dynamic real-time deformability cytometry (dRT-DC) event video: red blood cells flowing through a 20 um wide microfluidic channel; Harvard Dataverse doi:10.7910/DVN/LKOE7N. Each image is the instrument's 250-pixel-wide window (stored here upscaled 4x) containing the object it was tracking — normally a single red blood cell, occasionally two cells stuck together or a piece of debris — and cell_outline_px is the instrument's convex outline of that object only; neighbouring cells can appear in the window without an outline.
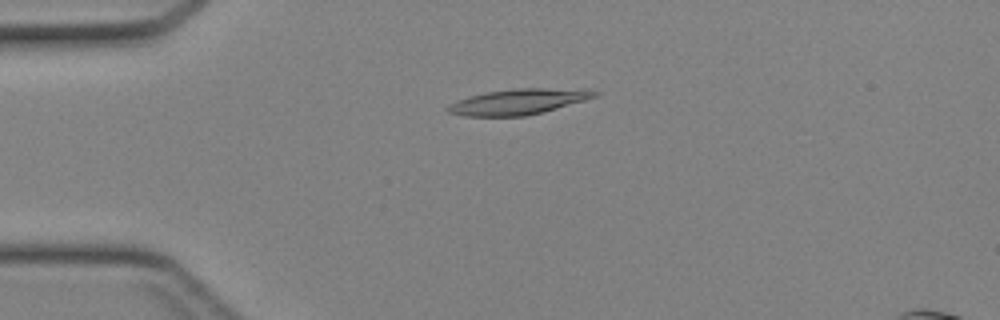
{"species": "Egyptian fruit bat (a non-hibernating species)", "species_latin": "Rousettus aegyptiacus", "temperature_condition": "cold", "stored_images_in_passage": 35, "camera_frame_rate_fps": 3000, "um_per_image_px": 0.085, "animal": {"sex": "female"}, "frame": {"image": 1, "passage_image": 2, "time_ms": 0.333, "image_size_px": [1000, 320], "cell_outline_px": [[600, 92], [596, 96], [584, 100], [544, 112], [524, 116], [464, 116], [448, 112], [444, 108], [448, 104], [456, 100], [468, 96], [484, 92], [512, 88], [588, 88]], "centroid_in_image_um": [44.05, 8.63], "position_along_channel_um": 40.9, "area_um2": 22.31}}
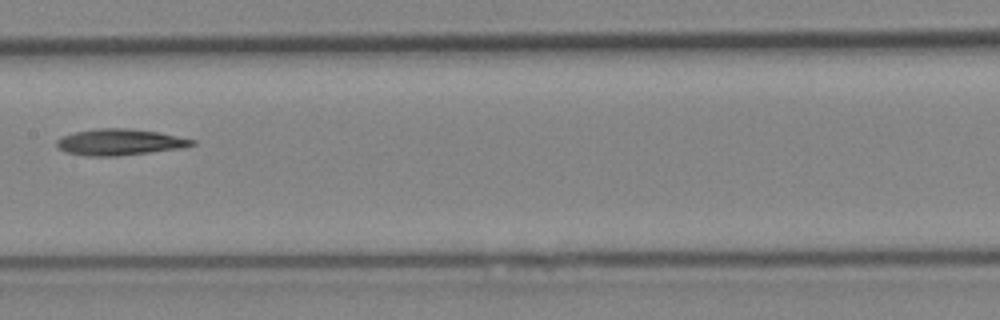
{"frame": {"image": 2, "passage_image": 14, "time_ms": 4.333, "image_size_px": [1000, 320], "cell_outline_px": [[196, 144], [184, 148], [116, 156], [88, 156], [64, 152], [56, 144], [56, 140], [64, 136], [76, 132], [100, 128], [128, 128], [156, 132], [196, 140]], "centroid_in_image_um": [10.19, 12.09], "position_along_channel_um": 197.2, "area_um2": 20.52}}
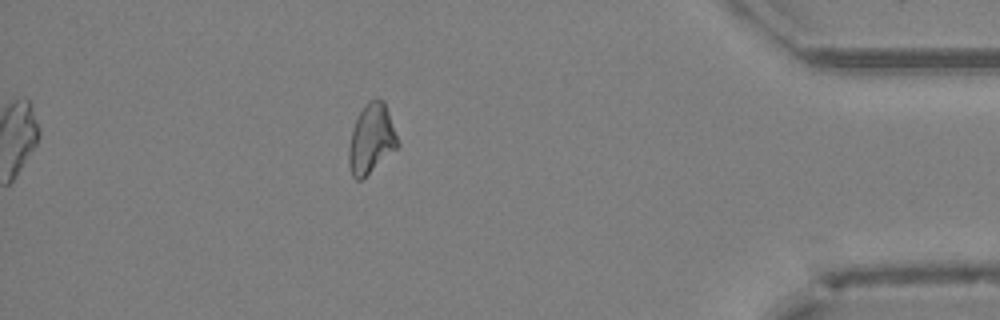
{"frame": {"image": 3, "passage_image": 30, "time_ms": 9.667, "image_size_px": [1000, 320], "cell_outline_px": [[400, 144], [396, 148], [360, 180], [356, 180], [352, 176], [348, 164], [348, 148], [352, 128], [356, 116], [364, 104], [368, 100], [376, 96], [384, 100]], "centroid_in_image_um": [31.53, 11.73], "position_along_channel_um": 403.7, "area_um2": 19.88}}